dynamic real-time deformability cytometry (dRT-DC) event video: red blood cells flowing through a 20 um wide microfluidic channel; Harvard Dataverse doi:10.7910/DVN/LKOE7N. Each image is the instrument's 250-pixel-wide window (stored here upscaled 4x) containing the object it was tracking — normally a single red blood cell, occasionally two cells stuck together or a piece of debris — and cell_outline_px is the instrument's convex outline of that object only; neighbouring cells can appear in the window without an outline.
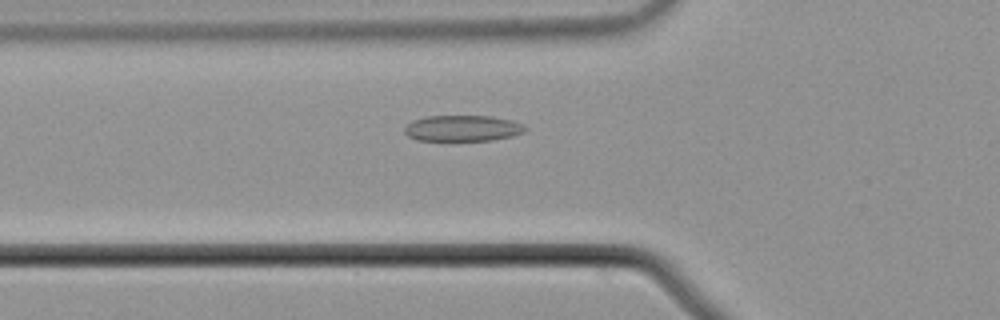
{"species": "common noctule bat (a hibernating species)", "species_latin": "Nyctalus noctula", "temperature_condition": "cold", "stored_images_in_passage": 54, "camera_frame_rate_fps": 3000, "um_per_image_px": 0.085, "animal": {"sex": "male", "body_mass_g": 21.5, "forearm_length_mm": 52.0}, "frame": {"image": 1, "passage_image": 19, "time_ms": 6.0, "image_size_px": [1000, 320], "cell_outline_px": [[528, 128], [524, 132], [512, 136], [492, 140], [416, 140], [408, 136], [404, 132], [404, 128], [412, 120], [424, 116], [492, 116], [512, 120]], "centroid_in_image_um": [39.3, 10.89], "position_along_channel_um": 86.5, "area_um2": 18.26}}
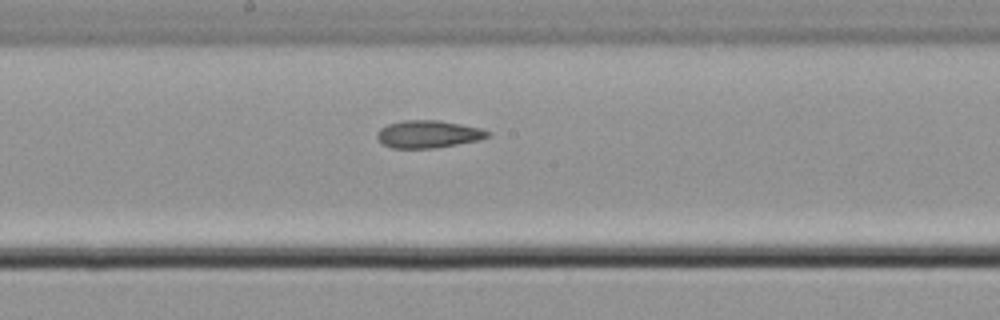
{"frame": {"image": 2, "passage_image": 29, "time_ms": 9.333, "image_size_px": [1000, 320], "cell_outline_px": [[492, 136], [480, 140], [436, 148], [392, 148], [384, 144], [376, 136], [376, 132], [380, 128], [388, 124], [404, 120], [440, 120], [480, 128], [488, 132]], "centroid_in_image_um": [36.41, 11.4], "position_along_channel_um": 211.8, "area_um2": 17.74}}
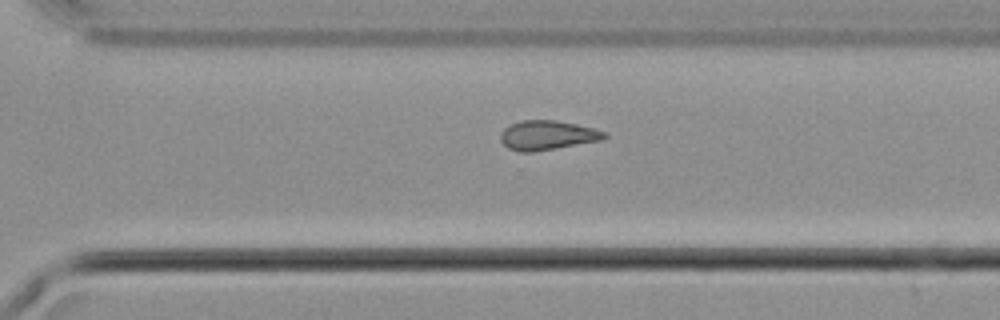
{"frame": {"image": 3, "passage_image": 38, "time_ms": 12.333, "image_size_px": [1000, 320], "cell_outline_px": [[608, 136], [600, 140], [556, 148], [532, 152], [520, 152], [508, 148], [500, 140], [500, 132], [508, 124], [520, 120], [556, 120], [596, 128], [608, 132]], "centroid_in_image_um": [46.51, 11.48], "position_along_channel_um": 324.1, "area_um2": 17.98}, "authors_computed_cell_mechanics": {"area_um2": 18.0914, "velocity_mm_per_s": 3.7513, "shape_relaxation_time_tau1_ms": null, "shape_relaxation_time_tau2_ms": 5.5577, "deformation_change_tau1": null, "deformation_change_tau2": 0.1348}}